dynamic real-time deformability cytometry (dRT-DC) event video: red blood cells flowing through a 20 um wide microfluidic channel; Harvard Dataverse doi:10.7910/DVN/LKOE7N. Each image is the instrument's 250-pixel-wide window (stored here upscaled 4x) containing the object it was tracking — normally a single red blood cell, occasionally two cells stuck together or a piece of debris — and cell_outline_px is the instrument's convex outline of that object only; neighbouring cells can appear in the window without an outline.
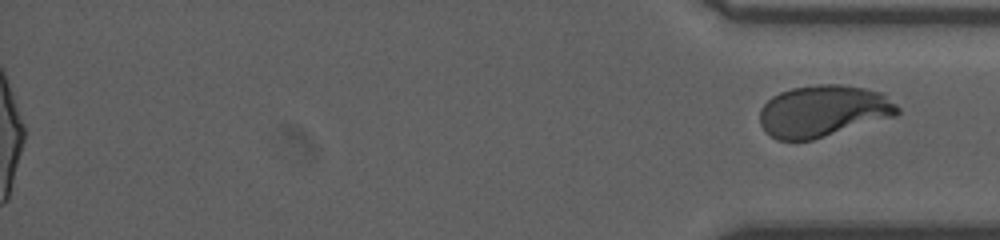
{"species": "human", "species_latin": "Homo sapiens", "temperature_condition": "room temperature", "stored_images_in_passage": 59, "segment_of_instrument_passage": [2, 2], "camera_frame_rate_fps": 3000, "um_per_image_px": 0.085, "donor": {"sex": "male"}, "frame": {"image": 1, "passage_image": 59, "time_ms": 19.333, "image_size_px": [1000, 240], "cell_outline_px": [[900, 112], [896, 116], [812, 140], [776, 140], [764, 132], [760, 124], [760, 108], [772, 96], [780, 92], [792, 88], [816, 84], [840, 84], [864, 88], [880, 92], [896, 104], [900, 108]], "centroid_in_image_um": [69.95, 9.44], "position_along_channel_um": 365.3, "area_um2": 41.62}}